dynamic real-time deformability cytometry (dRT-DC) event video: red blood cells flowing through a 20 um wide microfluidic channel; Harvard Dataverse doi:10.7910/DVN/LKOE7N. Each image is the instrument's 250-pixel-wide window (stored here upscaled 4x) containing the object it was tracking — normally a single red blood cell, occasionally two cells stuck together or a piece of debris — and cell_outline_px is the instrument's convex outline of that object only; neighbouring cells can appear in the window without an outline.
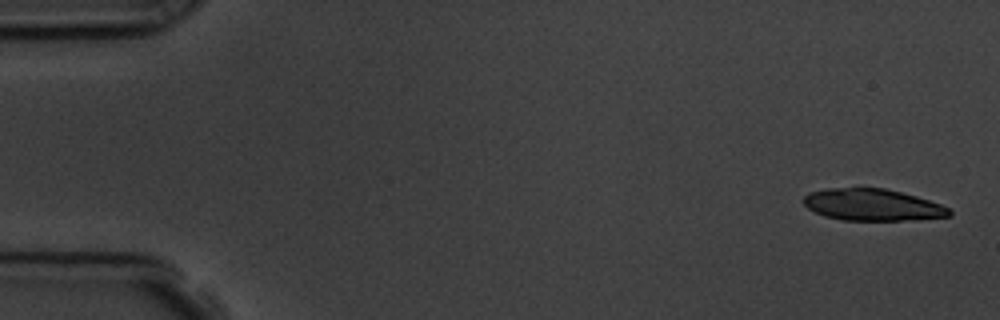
{"species": "common noctule bat (a hibernating species)", "species_latin": "Nyctalus noctula", "temperature_condition": "room temperature", "stored_images_in_passage": 5, "camera_frame_rate_fps": 3000, "um_per_image_px": 0.085, "animal": {"sex": "male", "body_mass_g": 19.5, "forearm_length_mm": 54.6}, "frame": {"image": 1, "passage_image": 1, "time_ms": 0.0, "image_size_px": [1000, 320], "cell_outline_px": [[952, 216], [900, 220], [844, 220], [824, 216], [808, 208], [804, 204], [804, 196], [808, 192], [828, 188], [884, 188], [916, 196], [940, 204], [948, 208], [952, 212]], "centroid_in_image_um": [74.13, 17.4], "position_along_channel_um": 10.9, "area_um2": 26.7}}
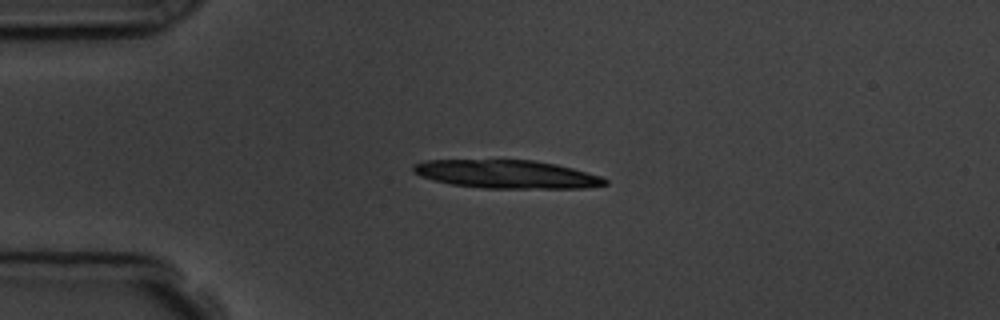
{"frame": {"image": 2, "passage_image": 4, "time_ms": 3.667, "image_size_px": [1000, 320], "cell_outline_px": [[608, 184], [588, 188], [480, 188], [452, 184], [420, 176], [412, 172], [412, 168], [416, 164], [424, 160], [532, 160], [556, 164], [604, 176], [608, 180]], "centroid_in_image_um": [43.12, 14.81], "position_along_channel_um": 41.9, "area_um2": 31.67}}